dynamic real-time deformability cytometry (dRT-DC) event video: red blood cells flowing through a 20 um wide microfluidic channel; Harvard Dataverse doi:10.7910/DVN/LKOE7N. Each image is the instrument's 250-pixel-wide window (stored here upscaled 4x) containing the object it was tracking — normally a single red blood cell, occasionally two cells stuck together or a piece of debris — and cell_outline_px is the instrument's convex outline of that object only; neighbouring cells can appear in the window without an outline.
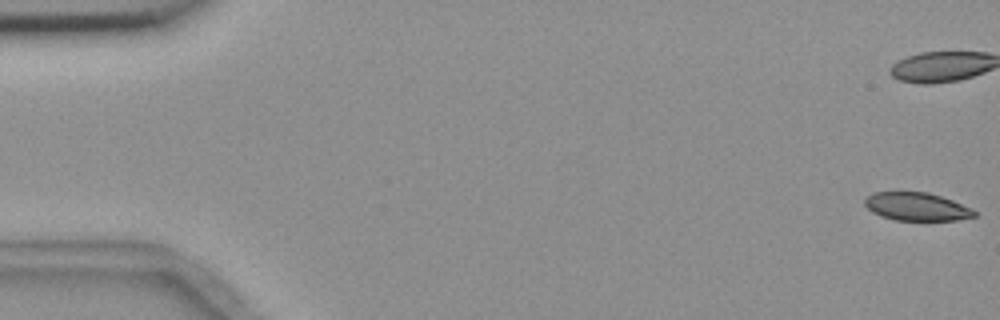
{"species": "common noctule bat (a hibernating species)", "species_latin": "Nyctalus noctula", "temperature_condition": "room temperature", "stored_images_in_passage": 7, "camera_frame_rate_fps": 3000, "um_per_image_px": 0.085, "animal": {"sex": "female", "body_mass_g": 18.4}, "frame": {"image": 1, "passage_image": 1, "time_ms": 0.0, "image_size_px": [1000, 320], "cell_outline_px": [[976, 216], [956, 220], [896, 220], [880, 216], [872, 212], [864, 204], [864, 200], [872, 192], [928, 192], [952, 200], [972, 208], [976, 212]], "centroid_in_image_um": [77.91, 17.56], "position_along_channel_um": 7.1, "area_um2": 17.92}}